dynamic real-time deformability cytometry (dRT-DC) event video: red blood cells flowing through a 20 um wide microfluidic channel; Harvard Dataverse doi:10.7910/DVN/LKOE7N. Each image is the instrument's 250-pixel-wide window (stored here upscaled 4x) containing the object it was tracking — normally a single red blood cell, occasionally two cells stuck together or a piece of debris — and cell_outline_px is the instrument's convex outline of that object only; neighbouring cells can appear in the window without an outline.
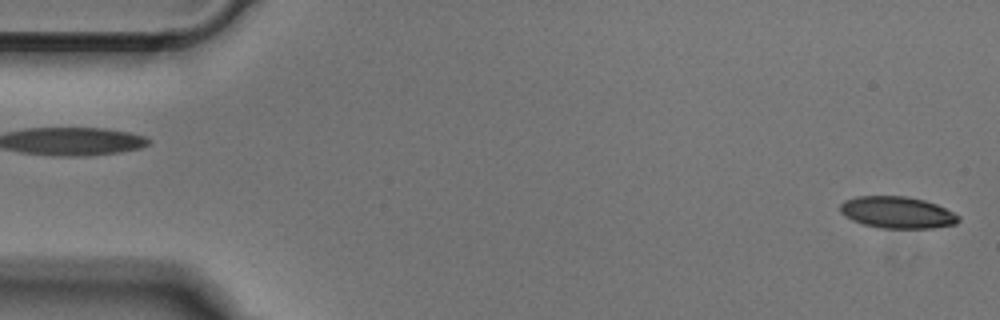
{"species": "Egyptian fruit bat (a non-hibernating species)", "species_latin": "Rousettus aegyptiacus", "temperature_condition": "cold", "stored_images_in_passage": 50, "camera_frame_rate_fps": 3000, "um_per_image_px": 0.085, "animal": {"sex": "male"}, "frame": {"image": 1, "passage_image": 1, "time_ms": 0.0, "image_size_px": [1000, 320], "cell_outline_px": [[960, 220], [956, 224], [932, 228], [880, 228], [864, 224], [852, 220], [844, 216], [840, 212], [840, 204], [844, 200], [856, 196], [908, 196], [924, 200], [936, 204], [960, 216]], "centroid_in_image_um": [76.25, 18.05], "position_along_channel_um": 8.8, "area_um2": 21.96}}
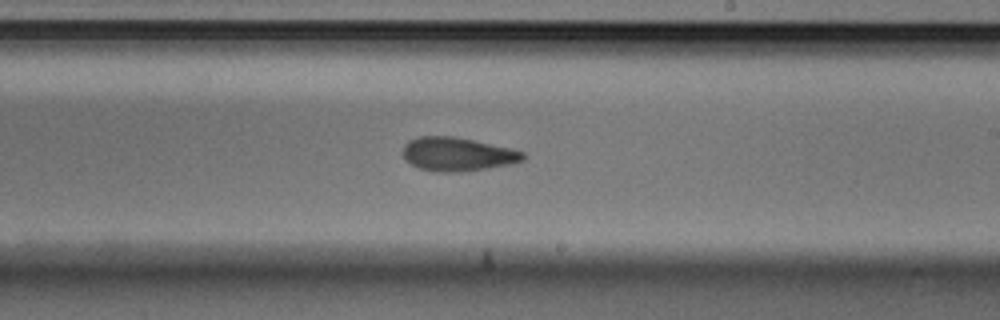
{"frame": {"image": 2, "passage_image": 29, "time_ms": 9.333, "image_size_px": [1000, 320], "cell_outline_px": [[524, 160], [512, 164], [488, 168], [460, 172], [436, 172], [420, 168], [412, 164], [400, 152], [404, 144], [408, 140], [416, 136], [452, 136], [472, 140], [508, 148], [524, 152]], "centroid_in_image_um": [38.84, 13.11], "position_along_channel_um": 250.2, "area_um2": 23.52}}
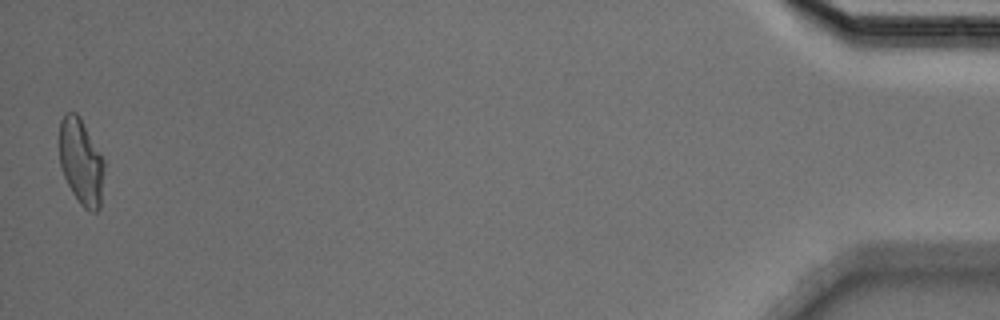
{"frame": {"image": 3, "passage_image": 50, "time_ms": 16.333, "image_size_px": [1000, 320], "cell_outline_px": [[104, 168], [100, 208], [96, 212], [92, 212], [84, 208], [80, 204], [72, 192], [64, 176], [60, 164], [60, 120], [68, 112], [76, 112], [80, 116], [104, 160]], "centroid_in_image_um": [6.9, 13.76], "position_along_channel_um": 428.3, "area_um2": 22.31}}